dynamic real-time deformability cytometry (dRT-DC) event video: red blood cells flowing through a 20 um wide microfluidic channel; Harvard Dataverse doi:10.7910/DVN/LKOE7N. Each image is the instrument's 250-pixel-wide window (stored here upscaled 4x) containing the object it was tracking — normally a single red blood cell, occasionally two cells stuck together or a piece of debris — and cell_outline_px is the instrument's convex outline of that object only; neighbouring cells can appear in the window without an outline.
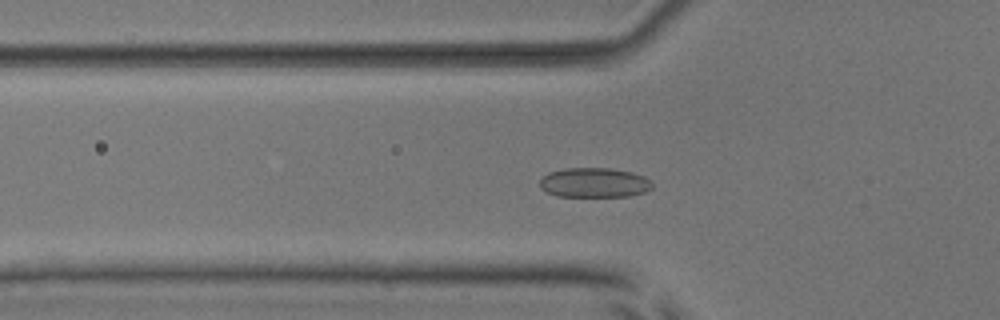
{"species": "common noctule bat (a hibernating species)", "species_latin": "Nyctalus noctula", "temperature_condition": "room temperature", "stored_images_in_passage": 47, "camera_frame_rate_fps": 3000, "um_per_image_px": 0.085, "animal": {"sex": "male", "body_mass_g": 17.9, "forearm_length_mm": 54.2}, "frame": {"image": 1, "passage_image": 11, "time_ms": 3.333, "image_size_px": [1000, 320], "cell_outline_px": [[652, 188], [644, 192], [628, 196], [556, 196], [540, 188], [540, 180], [548, 172], [564, 168], [612, 168], [632, 172], [644, 176], [652, 184]], "centroid_in_image_um": [50.5, 15.51], "position_along_channel_um": 75.3, "area_um2": 19.42}}
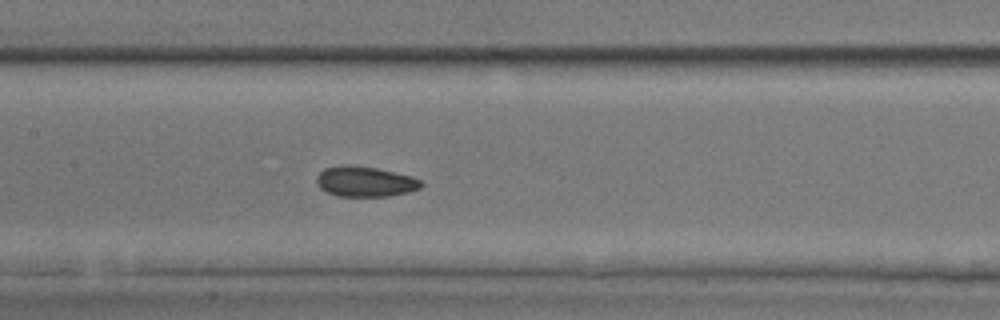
{"frame": {"image": 2, "passage_image": 19, "time_ms": 6.0, "image_size_px": [1000, 320], "cell_outline_px": [[424, 184], [420, 188], [408, 192], [388, 196], [336, 196], [324, 192], [316, 184], [316, 176], [324, 168], [344, 164], [348, 164], [376, 168], [412, 176], [420, 180]], "centroid_in_image_um": [30.99, 15.43], "position_along_channel_um": 176.4, "area_um2": 18.67}}
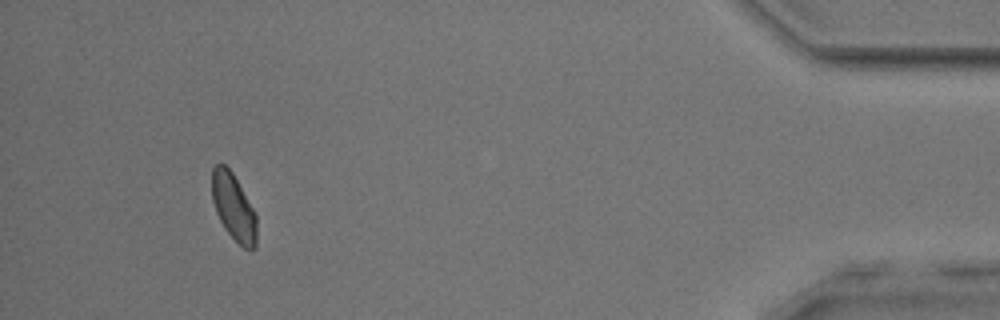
{"frame": {"image": 3, "passage_image": 43, "time_ms": 14.0, "image_size_px": [1000, 320], "cell_outline_px": [[256, 248], [252, 252], [244, 248], [224, 228], [216, 212], [212, 200], [212, 168], [216, 164], [224, 164], [232, 172], [256, 212]], "centroid_in_image_um": [19.87, 17.62], "position_along_channel_um": 415.3, "area_um2": 17.46}, "authors_computed_cell_mechanics": {"area_um2": 17.918, "velocity_mm_per_s": 3.7871, "shape_relaxation_time_tau1_ms": 5.4851, "shape_relaxation_time_tau2_ms": 2.1856, "deformation_change_tau1": 0.0715, "deformation_change_tau2": 0.0528}}